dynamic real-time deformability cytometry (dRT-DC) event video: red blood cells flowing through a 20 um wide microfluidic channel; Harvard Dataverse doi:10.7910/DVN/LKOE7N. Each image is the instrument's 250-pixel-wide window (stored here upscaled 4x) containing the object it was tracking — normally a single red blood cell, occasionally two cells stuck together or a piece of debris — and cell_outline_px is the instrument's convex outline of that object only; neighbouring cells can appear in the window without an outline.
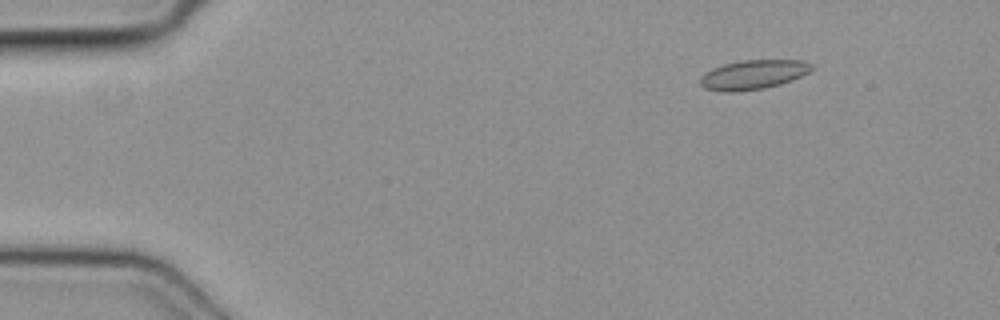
{"species": "common noctule bat (a hibernating species)", "species_latin": "Nyctalus noctula", "temperature_condition": "cold", "stored_images_in_passage": 3, "camera_frame_rate_fps": 3000, "um_per_image_px": 0.085, "animal": {"sex": "female", "body_mass_g": 19.3, "forearm_length_mm": 54.1}, "frame": {"image": 1, "passage_image": 1, "time_ms": 0.0, "image_size_px": [1000, 320], "cell_outline_px": [[812, 68], [808, 72], [800, 76], [780, 84], [764, 88], [732, 92], [724, 92], [704, 88], [700, 84], [700, 76], [704, 72], [712, 68], [724, 64], [744, 60], [804, 60], [812, 64]], "centroid_in_image_um": [63.98, 6.34], "position_along_channel_um": 21.0, "area_um2": 18.96}}